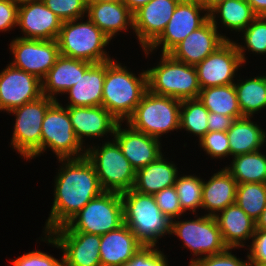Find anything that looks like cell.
<instances>
[{
    "label": "cell",
    "mask_w": 266,
    "mask_h": 266,
    "mask_svg": "<svg viewBox=\"0 0 266 266\" xmlns=\"http://www.w3.org/2000/svg\"><path fill=\"white\" fill-rule=\"evenodd\" d=\"M60 161L65 166L61 167L55 179L54 202L45 222V233L65 225L87 203L104 192L95 167L86 156Z\"/></svg>",
    "instance_id": "obj_1"
},
{
    "label": "cell",
    "mask_w": 266,
    "mask_h": 266,
    "mask_svg": "<svg viewBox=\"0 0 266 266\" xmlns=\"http://www.w3.org/2000/svg\"><path fill=\"white\" fill-rule=\"evenodd\" d=\"M147 90V71L136 77L114 60L106 62L102 106L119 122L133 114Z\"/></svg>",
    "instance_id": "obj_2"
},
{
    "label": "cell",
    "mask_w": 266,
    "mask_h": 266,
    "mask_svg": "<svg viewBox=\"0 0 266 266\" xmlns=\"http://www.w3.org/2000/svg\"><path fill=\"white\" fill-rule=\"evenodd\" d=\"M124 223L144 246H156L159 237L171 233V220L164 215L153 195L134 189L120 194Z\"/></svg>",
    "instance_id": "obj_3"
},
{
    "label": "cell",
    "mask_w": 266,
    "mask_h": 266,
    "mask_svg": "<svg viewBox=\"0 0 266 266\" xmlns=\"http://www.w3.org/2000/svg\"><path fill=\"white\" fill-rule=\"evenodd\" d=\"M124 224L120 193L102 192L87 203L65 225L51 232H84L103 235Z\"/></svg>",
    "instance_id": "obj_4"
},
{
    "label": "cell",
    "mask_w": 266,
    "mask_h": 266,
    "mask_svg": "<svg viewBox=\"0 0 266 266\" xmlns=\"http://www.w3.org/2000/svg\"><path fill=\"white\" fill-rule=\"evenodd\" d=\"M147 71L148 90L159 96L179 100L198 98L200 85L195 66L163 54L160 63Z\"/></svg>",
    "instance_id": "obj_5"
},
{
    "label": "cell",
    "mask_w": 266,
    "mask_h": 266,
    "mask_svg": "<svg viewBox=\"0 0 266 266\" xmlns=\"http://www.w3.org/2000/svg\"><path fill=\"white\" fill-rule=\"evenodd\" d=\"M76 21L78 19L62 22L57 38L60 54L91 63L112 60L104 51L110 39L100 28L89 18L86 22L76 23Z\"/></svg>",
    "instance_id": "obj_6"
},
{
    "label": "cell",
    "mask_w": 266,
    "mask_h": 266,
    "mask_svg": "<svg viewBox=\"0 0 266 266\" xmlns=\"http://www.w3.org/2000/svg\"><path fill=\"white\" fill-rule=\"evenodd\" d=\"M180 108L181 100L147 90L126 121L132 129L159 139L169 131L180 129Z\"/></svg>",
    "instance_id": "obj_7"
},
{
    "label": "cell",
    "mask_w": 266,
    "mask_h": 266,
    "mask_svg": "<svg viewBox=\"0 0 266 266\" xmlns=\"http://www.w3.org/2000/svg\"><path fill=\"white\" fill-rule=\"evenodd\" d=\"M86 149V157L96 170L103 191L123 193L133 188L136 170L123 155L118 143L106 142L102 147Z\"/></svg>",
    "instance_id": "obj_8"
},
{
    "label": "cell",
    "mask_w": 266,
    "mask_h": 266,
    "mask_svg": "<svg viewBox=\"0 0 266 266\" xmlns=\"http://www.w3.org/2000/svg\"><path fill=\"white\" fill-rule=\"evenodd\" d=\"M55 101L56 99L43 95L10 111L16 115L11 145L25 159L41 154L42 122L48 108Z\"/></svg>",
    "instance_id": "obj_9"
},
{
    "label": "cell",
    "mask_w": 266,
    "mask_h": 266,
    "mask_svg": "<svg viewBox=\"0 0 266 266\" xmlns=\"http://www.w3.org/2000/svg\"><path fill=\"white\" fill-rule=\"evenodd\" d=\"M47 147L52 149L58 159L86 156V149L82 148L73 130L68 109L59 104L58 100L48 108L42 122L41 153ZM83 149L85 153L81 152Z\"/></svg>",
    "instance_id": "obj_10"
},
{
    "label": "cell",
    "mask_w": 266,
    "mask_h": 266,
    "mask_svg": "<svg viewBox=\"0 0 266 266\" xmlns=\"http://www.w3.org/2000/svg\"><path fill=\"white\" fill-rule=\"evenodd\" d=\"M244 49V46L229 39L196 64L200 88L234 84L235 72L246 62Z\"/></svg>",
    "instance_id": "obj_11"
},
{
    "label": "cell",
    "mask_w": 266,
    "mask_h": 266,
    "mask_svg": "<svg viewBox=\"0 0 266 266\" xmlns=\"http://www.w3.org/2000/svg\"><path fill=\"white\" fill-rule=\"evenodd\" d=\"M199 0H181L162 34L144 52L149 54L157 46H162V53L169 54L182 40L209 20V12ZM162 43V44H161Z\"/></svg>",
    "instance_id": "obj_12"
},
{
    "label": "cell",
    "mask_w": 266,
    "mask_h": 266,
    "mask_svg": "<svg viewBox=\"0 0 266 266\" xmlns=\"http://www.w3.org/2000/svg\"><path fill=\"white\" fill-rule=\"evenodd\" d=\"M184 241V247L192 250L194 255L211 256L224 252L221 231L214 216L204 215L195 220L172 221L171 233Z\"/></svg>",
    "instance_id": "obj_13"
},
{
    "label": "cell",
    "mask_w": 266,
    "mask_h": 266,
    "mask_svg": "<svg viewBox=\"0 0 266 266\" xmlns=\"http://www.w3.org/2000/svg\"><path fill=\"white\" fill-rule=\"evenodd\" d=\"M14 58L12 66L35 75L41 81L55 65L60 55L57 40L26 39L18 37L10 43Z\"/></svg>",
    "instance_id": "obj_14"
},
{
    "label": "cell",
    "mask_w": 266,
    "mask_h": 266,
    "mask_svg": "<svg viewBox=\"0 0 266 266\" xmlns=\"http://www.w3.org/2000/svg\"><path fill=\"white\" fill-rule=\"evenodd\" d=\"M46 235L44 239L48 243L62 249L64 266H101L100 235L84 232H48Z\"/></svg>",
    "instance_id": "obj_15"
},
{
    "label": "cell",
    "mask_w": 266,
    "mask_h": 266,
    "mask_svg": "<svg viewBox=\"0 0 266 266\" xmlns=\"http://www.w3.org/2000/svg\"><path fill=\"white\" fill-rule=\"evenodd\" d=\"M42 94V81L21 69L9 64L0 73V110L13 109L39 99Z\"/></svg>",
    "instance_id": "obj_16"
},
{
    "label": "cell",
    "mask_w": 266,
    "mask_h": 266,
    "mask_svg": "<svg viewBox=\"0 0 266 266\" xmlns=\"http://www.w3.org/2000/svg\"><path fill=\"white\" fill-rule=\"evenodd\" d=\"M181 0H152L133 13V30L142 49H147L164 31Z\"/></svg>",
    "instance_id": "obj_17"
},
{
    "label": "cell",
    "mask_w": 266,
    "mask_h": 266,
    "mask_svg": "<svg viewBox=\"0 0 266 266\" xmlns=\"http://www.w3.org/2000/svg\"><path fill=\"white\" fill-rule=\"evenodd\" d=\"M62 20L42 0L19 5L18 23L26 39L57 40Z\"/></svg>",
    "instance_id": "obj_18"
},
{
    "label": "cell",
    "mask_w": 266,
    "mask_h": 266,
    "mask_svg": "<svg viewBox=\"0 0 266 266\" xmlns=\"http://www.w3.org/2000/svg\"><path fill=\"white\" fill-rule=\"evenodd\" d=\"M226 40L210 19L182 40L169 54L176 60L195 66L213 53Z\"/></svg>",
    "instance_id": "obj_19"
},
{
    "label": "cell",
    "mask_w": 266,
    "mask_h": 266,
    "mask_svg": "<svg viewBox=\"0 0 266 266\" xmlns=\"http://www.w3.org/2000/svg\"><path fill=\"white\" fill-rule=\"evenodd\" d=\"M114 140L118 143L123 155L137 171L156 161L161 155L160 140L132 129H121V123L116 125Z\"/></svg>",
    "instance_id": "obj_20"
},
{
    "label": "cell",
    "mask_w": 266,
    "mask_h": 266,
    "mask_svg": "<svg viewBox=\"0 0 266 266\" xmlns=\"http://www.w3.org/2000/svg\"><path fill=\"white\" fill-rule=\"evenodd\" d=\"M73 130L81 144L83 137H102L114 134L119 121L103 106L67 107ZM107 133V134H106Z\"/></svg>",
    "instance_id": "obj_21"
},
{
    "label": "cell",
    "mask_w": 266,
    "mask_h": 266,
    "mask_svg": "<svg viewBox=\"0 0 266 266\" xmlns=\"http://www.w3.org/2000/svg\"><path fill=\"white\" fill-rule=\"evenodd\" d=\"M143 246L124 223L117 229L101 235V266H123Z\"/></svg>",
    "instance_id": "obj_22"
},
{
    "label": "cell",
    "mask_w": 266,
    "mask_h": 266,
    "mask_svg": "<svg viewBox=\"0 0 266 266\" xmlns=\"http://www.w3.org/2000/svg\"><path fill=\"white\" fill-rule=\"evenodd\" d=\"M215 214L214 218L228 248L244 247V242L253 238L256 221L250 218L236 203ZM244 241V242H243Z\"/></svg>",
    "instance_id": "obj_23"
},
{
    "label": "cell",
    "mask_w": 266,
    "mask_h": 266,
    "mask_svg": "<svg viewBox=\"0 0 266 266\" xmlns=\"http://www.w3.org/2000/svg\"><path fill=\"white\" fill-rule=\"evenodd\" d=\"M93 63L59 55L55 65L49 70L42 80V94L56 99L55 95L65 93L79 80L80 75ZM55 94V95H54Z\"/></svg>",
    "instance_id": "obj_24"
},
{
    "label": "cell",
    "mask_w": 266,
    "mask_h": 266,
    "mask_svg": "<svg viewBox=\"0 0 266 266\" xmlns=\"http://www.w3.org/2000/svg\"><path fill=\"white\" fill-rule=\"evenodd\" d=\"M106 76V62L93 63L79 80L68 89L70 103L66 107L102 106L103 84Z\"/></svg>",
    "instance_id": "obj_25"
},
{
    "label": "cell",
    "mask_w": 266,
    "mask_h": 266,
    "mask_svg": "<svg viewBox=\"0 0 266 266\" xmlns=\"http://www.w3.org/2000/svg\"><path fill=\"white\" fill-rule=\"evenodd\" d=\"M87 17L111 40L121 30L133 29V13L123 2L87 4Z\"/></svg>",
    "instance_id": "obj_26"
},
{
    "label": "cell",
    "mask_w": 266,
    "mask_h": 266,
    "mask_svg": "<svg viewBox=\"0 0 266 266\" xmlns=\"http://www.w3.org/2000/svg\"><path fill=\"white\" fill-rule=\"evenodd\" d=\"M237 185V181L225 168L215 173L210 180L203 181L201 208L208 209L207 215L215 216L217 212L234 204Z\"/></svg>",
    "instance_id": "obj_27"
},
{
    "label": "cell",
    "mask_w": 266,
    "mask_h": 266,
    "mask_svg": "<svg viewBox=\"0 0 266 266\" xmlns=\"http://www.w3.org/2000/svg\"><path fill=\"white\" fill-rule=\"evenodd\" d=\"M177 171L175 164L166 162L161 155L156 161L136 171L132 189L142 194L154 195L164 188L174 186Z\"/></svg>",
    "instance_id": "obj_28"
},
{
    "label": "cell",
    "mask_w": 266,
    "mask_h": 266,
    "mask_svg": "<svg viewBox=\"0 0 266 266\" xmlns=\"http://www.w3.org/2000/svg\"><path fill=\"white\" fill-rule=\"evenodd\" d=\"M252 117L243 116L235 119L227 131L230 155L238 156L260 150L266 142V133L250 120Z\"/></svg>",
    "instance_id": "obj_29"
},
{
    "label": "cell",
    "mask_w": 266,
    "mask_h": 266,
    "mask_svg": "<svg viewBox=\"0 0 266 266\" xmlns=\"http://www.w3.org/2000/svg\"><path fill=\"white\" fill-rule=\"evenodd\" d=\"M198 98L209 112L243 117L234 84L202 88Z\"/></svg>",
    "instance_id": "obj_30"
},
{
    "label": "cell",
    "mask_w": 266,
    "mask_h": 266,
    "mask_svg": "<svg viewBox=\"0 0 266 266\" xmlns=\"http://www.w3.org/2000/svg\"><path fill=\"white\" fill-rule=\"evenodd\" d=\"M220 14V19L225 27L231 31H243L257 15L246 0H224L209 11V19L217 28L216 15Z\"/></svg>",
    "instance_id": "obj_31"
},
{
    "label": "cell",
    "mask_w": 266,
    "mask_h": 266,
    "mask_svg": "<svg viewBox=\"0 0 266 266\" xmlns=\"http://www.w3.org/2000/svg\"><path fill=\"white\" fill-rule=\"evenodd\" d=\"M231 167L225 169L241 183H266V155L259 151L233 157Z\"/></svg>",
    "instance_id": "obj_32"
},
{
    "label": "cell",
    "mask_w": 266,
    "mask_h": 266,
    "mask_svg": "<svg viewBox=\"0 0 266 266\" xmlns=\"http://www.w3.org/2000/svg\"><path fill=\"white\" fill-rule=\"evenodd\" d=\"M234 86L242 116L251 117L266 107V76L250 78Z\"/></svg>",
    "instance_id": "obj_33"
},
{
    "label": "cell",
    "mask_w": 266,
    "mask_h": 266,
    "mask_svg": "<svg viewBox=\"0 0 266 266\" xmlns=\"http://www.w3.org/2000/svg\"><path fill=\"white\" fill-rule=\"evenodd\" d=\"M235 203L256 221L266 207V183L238 184Z\"/></svg>",
    "instance_id": "obj_34"
},
{
    "label": "cell",
    "mask_w": 266,
    "mask_h": 266,
    "mask_svg": "<svg viewBox=\"0 0 266 266\" xmlns=\"http://www.w3.org/2000/svg\"><path fill=\"white\" fill-rule=\"evenodd\" d=\"M208 115L199 98L181 100L180 128L198 135L199 140L208 132Z\"/></svg>",
    "instance_id": "obj_35"
},
{
    "label": "cell",
    "mask_w": 266,
    "mask_h": 266,
    "mask_svg": "<svg viewBox=\"0 0 266 266\" xmlns=\"http://www.w3.org/2000/svg\"><path fill=\"white\" fill-rule=\"evenodd\" d=\"M174 186L183 212L192 210L194 213L197 208L201 207L203 187V180L201 178L193 175L177 176Z\"/></svg>",
    "instance_id": "obj_36"
},
{
    "label": "cell",
    "mask_w": 266,
    "mask_h": 266,
    "mask_svg": "<svg viewBox=\"0 0 266 266\" xmlns=\"http://www.w3.org/2000/svg\"><path fill=\"white\" fill-rule=\"evenodd\" d=\"M63 22L84 18L87 13L86 0H42Z\"/></svg>",
    "instance_id": "obj_37"
},
{
    "label": "cell",
    "mask_w": 266,
    "mask_h": 266,
    "mask_svg": "<svg viewBox=\"0 0 266 266\" xmlns=\"http://www.w3.org/2000/svg\"><path fill=\"white\" fill-rule=\"evenodd\" d=\"M242 32L248 50L266 53V16H257Z\"/></svg>",
    "instance_id": "obj_38"
},
{
    "label": "cell",
    "mask_w": 266,
    "mask_h": 266,
    "mask_svg": "<svg viewBox=\"0 0 266 266\" xmlns=\"http://www.w3.org/2000/svg\"><path fill=\"white\" fill-rule=\"evenodd\" d=\"M200 146L211 157L222 158L230 155L229 141L227 132L210 131L207 132L200 140Z\"/></svg>",
    "instance_id": "obj_39"
},
{
    "label": "cell",
    "mask_w": 266,
    "mask_h": 266,
    "mask_svg": "<svg viewBox=\"0 0 266 266\" xmlns=\"http://www.w3.org/2000/svg\"><path fill=\"white\" fill-rule=\"evenodd\" d=\"M160 211L171 221L182 215L184 212L180 207V201L175 186L164 188L153 195Z\"/></svg>",
    "instance_id": "obj_40"
},
{
    "label": "cell",
    "mask_w": 266,
    "mask_h": 266,
    "mask_svg": "<svg viewBox=\"0 0 266 266\" xmlns=\"http://www.w3.org/2000/svg\"><path fill=\"white\" fill-rule=\"evenodd\" d=\"M154 247L156 246L141 247L123 266H168L165 255Z\"/></svg>",
    "instance_id": "obj_41"
},
{
    "label": "cell",
    "mask_w": 266,
    "mask_h": 266,
    "mask_svg": "<svg viewBox=\"0 0 266 266\" xmlns=\"http://www.w3.org/2000/svg\"><path fill=\"white\" fill-rule=\"evenodd\" d=\"M231 248H227L224 252L211 255L193 258L189 266H250V262L242 261L234 254H231Z\"/></svg>",
    "instance_id": "obj_42"
},
{
    "label": "cell",
    "mask_w": 266,
    "mask_h": 266,
    "mask_svg": "<svg viewBox=\"0 0 266 266\" xmlns=\"http://www.w3.org/2000/svg\"><path fill=\"white\" fill-rule=\"evenodd\" d=\"M13 266H64L63 256L61 261L41 251H31L23 254L14 261Z\"/></svg>",
    "instance_id": "obj_43"
},
{
    "label": "cell",
    "mask_w": 266,
    "mask_h": 266,
    "mask_svg": "<svg viewBox=\"0 0 266 266\" xmlns=\"http://www.w3.org/2000/svg\"><path fill=\"white\" fill-rule=\"evenodd\" d=\"M247 258L250 264H266V231L254 232Z\"/></svg>",
    "instance_id": "obj_44"
},
{
    "label": "cell",
    "mask_w": 266,
    "mask_h": 266,
    "mask_svg": "<svg viewBox=\"0 0 266 266\" xmlns=\"http://www.w3.org/2000/svg\"><path fill=\"white\" fill-rule=\"evenodd\" d=\"M19 5L11 0H0V31H8L18 23Z\"/></svg>",
    "instance_id": "obj_45"
},
{
    "label": "cell",
    "mask_w": 266,
    "mask_h": 266,
    "mask_svg": "<svg viewBox=\"0 0 266 266\" xmlns=\"http://www.w3.org/2000/svg\"><path fill=\"white\" fill-rule=\"evenodd\" d=\"M208 132L210 131H223L227 132L228 129L232 126L234 118L226 116L220 113L209 112L208 115Z\"/></svg>",
    "instance_id": "obj_46"
},
{
    "label": "cell",
    "mask_w": 266,
    "mask_h": 266,
    "mask_svg": "<svg viewBox=\"0 0 266 266\" xmlns=\"http://www.w3.org/2000/svg\"><path fill=\"white\" fill-rule=\"evenodd\" d=\"M257 16H266V0H246Z\"/></svg>",
    "instance_id": "obj_47"
},
{
    "label": "cell",
    "mask_w": 266,
    "mask_h": 266,
    "mask_svg": "<svg viewBox=\"0 0 266 266\" xmlns=\"http://www.w3.org/2000/svg\"><path fill=\"white\" fill-rule=\"evenodd\" d=\"M150 1L152 0H122L132 13L137 11L140 7L148 4Z\"/></svg>",
    "instance_id": "obj_48"
},
{
    "label": "cell",
    "mask_w": 266,
    "mask_h": 266,
    "mask_svg": "<svg viewBox=\"0 0 266 266\" xmlns=\"http://www.w3.org/2000/svg\"><path fill=\"white\" fill-rule=\"evenodd\" d=\"M256 230L266 231V207L262 211V214L256 220Z\"/></svg>",
    "instance_id": "obj_49"
},
{
    "label": "cell",
    "mask_w": 266,
    "mask_h": 266,
    "mask_svg": "<svg viewBox=\"0 0 266 266\" xmlns=\"http://www.w3.org/2000/svg\"><path fill=\"white\" fill-rule=\"evenodd\" d=\"M223 1L224 0H199V2L204 6L207 12H209L213 7Z\"/></svg>",
    "instance_id": "obj_50"
},
{
    "label": "cell",
    "mask_w": 266,
    "mask_h": 266,
    "mask_svg": "<svg viewBox=\"0 0 266 266\" xmlns=\"http://www.w3.org/2000/svg\"><path fill=\"white\" fill-rule=\"evenodd\" d=\"M99 2H122V0H86L87 4Z\"/></svg>",
    "instance_id": "obj_51"
},
{
    "label": "cell",
    "mask_w": 266,
    "mask_h": 266,
    "mask_svg": "<svg viewBox=\"0 0 266 266\" xmlns=\"http://www.w3.org/2000/svg\"><path fill=\"white\" fill-rule=\"evenodd\" d=\"M11 1L17 5H21V4L28 3L34 0H11Z\"/></svg>",
    "instance_id": "obj_52"
},
{
    "label": "cell",
    "mask_w": 266,
    "mask_h": 266,
    "mask_svg": "<svg viewBox=\"0 0 266 266\" xmlns=\"http://www.w3.org/2000/svg\"><path fill=\"white\" fill-rule=\"evenodd\" d=\"M250 266H266V264H250Z\"/></svg>",
    "instance_id": "obj_53"
}]
</instances>
